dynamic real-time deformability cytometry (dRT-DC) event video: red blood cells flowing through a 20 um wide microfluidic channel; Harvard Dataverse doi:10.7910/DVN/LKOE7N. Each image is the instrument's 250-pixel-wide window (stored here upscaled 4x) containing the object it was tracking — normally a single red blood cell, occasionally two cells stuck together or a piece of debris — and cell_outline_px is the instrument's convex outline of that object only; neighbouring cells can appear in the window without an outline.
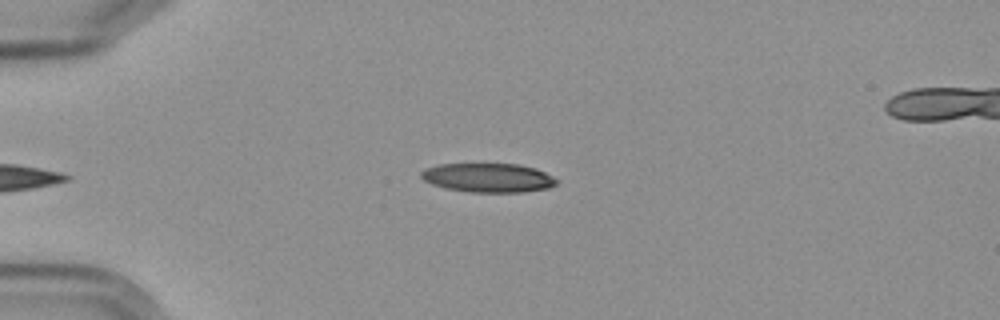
{"species": "Egyptian fruit bat (a non-hibernating species)", "species_latin": "Rousettus aegyptiacus", "temperature_condition": "cold", "stored_images_in_passage": 5, "camera_frame_rate_fps": 3000, "um_per_image_px": 0.085, "frame": {"image": 1, "passage_image": 5, "time_ms": 4.667, "image_size_px": [1000, 320], "cell_outline_px": [[556, 184], [548, 188], [524, 192], [468, 192], [444, 188], [432, 184], [424, 180], [420, 176], [420, 172], [424, 168], [440, 164], [520, 164], [536, 168], [552, 176], [556, 180]], "centroid_in_image_um": [41.46, 15.11], "position_along_channel_um": 43.5, "area_um2": 23.0}}